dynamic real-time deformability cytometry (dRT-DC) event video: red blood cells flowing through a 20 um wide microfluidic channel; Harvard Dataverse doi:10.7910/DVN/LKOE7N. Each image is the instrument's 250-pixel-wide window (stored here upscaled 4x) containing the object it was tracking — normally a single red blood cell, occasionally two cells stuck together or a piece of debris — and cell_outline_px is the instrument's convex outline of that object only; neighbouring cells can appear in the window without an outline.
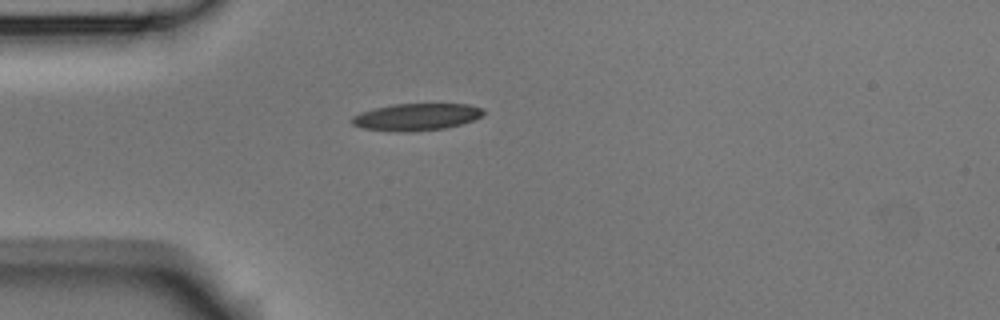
{"species": "Egyptian fruit bat (a non-hibernating species)", "species_latin": "Rousettus aegyptiacus", "temperature_condition": "room temperature", "stored_images_in_passage": 5, "camera_frame_rate_fps": 3000, "um_per_image_px": 0.085, "animal": {"sex": "male"}, "frame": {"image": 1, "passage_image": 5, "time_ms": 1.333, "image_size_px": [1000, 320], "cell_outline_px": [[484, 112], [480, 116], [472, 120], [460, 124], [444, 128], [408, 132], [396, 132], [360, 128], [352, 124], [348, 120], [352, 116], [360, 112], [392, 104], [468, 104], [484, 108]], "centroid_in_image_um": [35.32, 9.94], "position_along_channel_um": 49.7, "area_um2": 20.81}}